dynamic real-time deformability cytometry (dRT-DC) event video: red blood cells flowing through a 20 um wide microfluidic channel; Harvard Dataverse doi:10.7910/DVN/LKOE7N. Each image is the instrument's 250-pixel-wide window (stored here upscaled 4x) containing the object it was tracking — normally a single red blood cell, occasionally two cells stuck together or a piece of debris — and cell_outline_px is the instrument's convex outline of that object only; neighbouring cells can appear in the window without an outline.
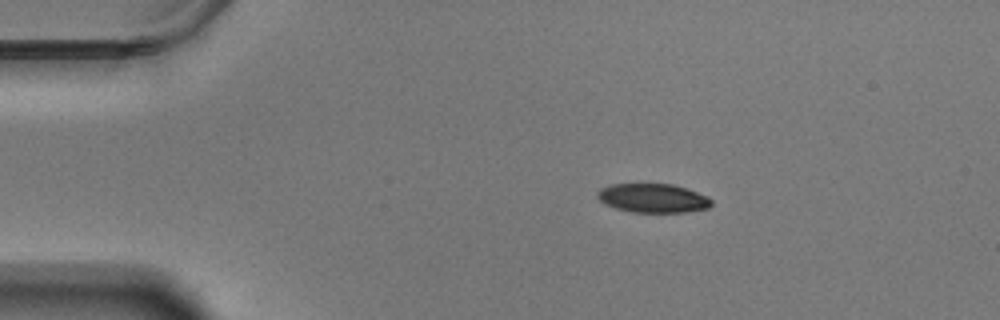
{"species": "Egyptian fruit bat (a non-hibernating species)", "species_latin": "Rousettus aegyptiacus", "temperature_condition": "warm", "stored_images_in_passage": 48, "camera_frame_rate_fps": 3000, "um_per_image_px": 0.085, "animal": {"sex": "male"}, "frame": {"image": 1, "passage_image": 1, "time_ms": 0.0, "image_size_px": [1000, 320], "cell_outline_px": [[712, 204], [708, 208], [684, 212], [632, 212], [616, 208], [604, 204], [596, 196], [596, 192], [600, 188], [612, 184], [672, 184], [708, 196], [712, 200]], "centroid_in_image_um": [55.47, 16.84], "position_along_channel_um": 29.5, "area_um2": 19.19}}
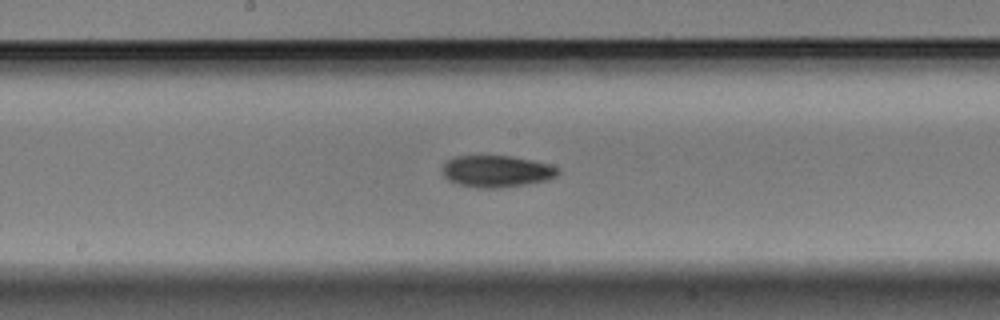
{"frame": {"image": 2, "passage_image": 21, "time_ms": 6.667, "image_size_px": [1000, 320], "cell_outline_px": [[560, 172], [556, 176], [548, 180], [500, 188], [480, 188], [456, 184], [448, 180], [444, 176], [440, 168], [452, 156], [512, 156], [532, 160], [548, 164], [560, 168]], "centroid_in_image_um": [42.18, 14.56], "position_along_channel_um": 206.0, "area_um2": 21.56}}
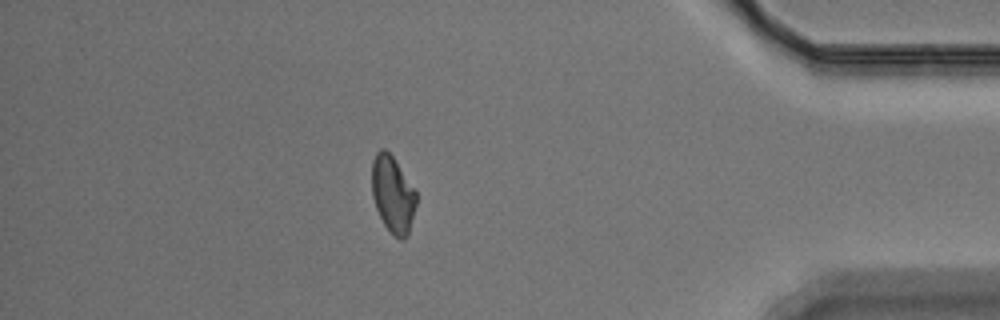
{"frame": {"image": 3, "passage_image": 41, "time_ms": 13.333, "image_size_px": [1000, 320], "cell_outline_px": [[416, 204], [408, 236], [404, 240], [400, 240], [384, 224], [376, 208], [372, 196], [372, 160], [376, 152], [380, 148], [384, 148], [392, 156], [416, 192]], "centroid_in_image_um": [33.37, 16.52], "position_along_channel_um": 401.8, "area_um2": 19.59}, "authors_computed_cell_mechanics": {"area_um2": 20.519, "velocity_mm_per_s": 3.5005, "shape_relaxation_time_tau1_ms": 7.2767, "shape_relaxation_time_tau2_ms": 5.9861, "deformation_change_tau1": 0.1609, "deformation_change_tau2": 0.1063}}